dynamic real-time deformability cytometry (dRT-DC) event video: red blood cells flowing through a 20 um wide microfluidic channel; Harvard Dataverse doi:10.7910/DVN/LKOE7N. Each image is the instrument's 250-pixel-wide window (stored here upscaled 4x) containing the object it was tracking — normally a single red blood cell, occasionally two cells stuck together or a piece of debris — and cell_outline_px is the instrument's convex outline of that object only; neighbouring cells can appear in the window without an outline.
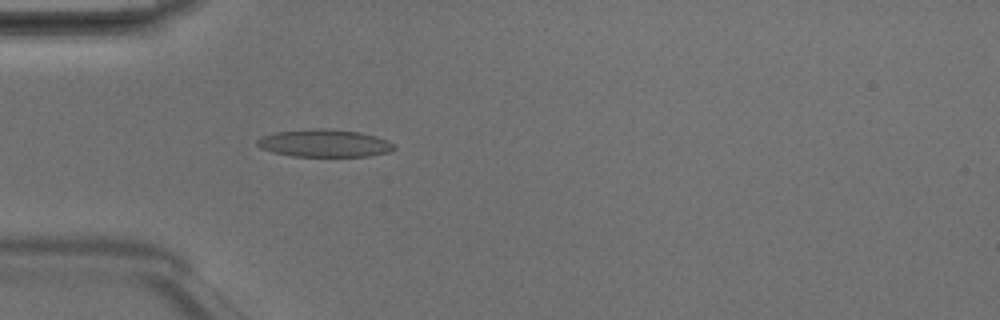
{"species": "Egyptian fruit bat (a non-hibernating species)", "species_latin": "Rousettus aegyptiacus", "temperature_condition": "room temperature", "stored_images_in_passage": 4, "camera_frame_rate_fps": 3000, "um_per_image_px": 0.085, "animal": {"sex": "male"}, "frame": {"image": 1, "passage_image": 4, "time_ms": 1.0, "image_size_px": [1000, 320], "cell_outline_px": [[396, 148], [388, 152], [368, 156], [292, 156], [272, 152], [260, 148], [256, 144], [256, 140], [260, 136], [276, 132], [316, 128], [324, 128], [360, 132], [376, 136], [388, 140]], "centroid_in_image_um": [27.54, 12.17], "position_along_channel_um": 57.5, "area_um2": 22.02}}